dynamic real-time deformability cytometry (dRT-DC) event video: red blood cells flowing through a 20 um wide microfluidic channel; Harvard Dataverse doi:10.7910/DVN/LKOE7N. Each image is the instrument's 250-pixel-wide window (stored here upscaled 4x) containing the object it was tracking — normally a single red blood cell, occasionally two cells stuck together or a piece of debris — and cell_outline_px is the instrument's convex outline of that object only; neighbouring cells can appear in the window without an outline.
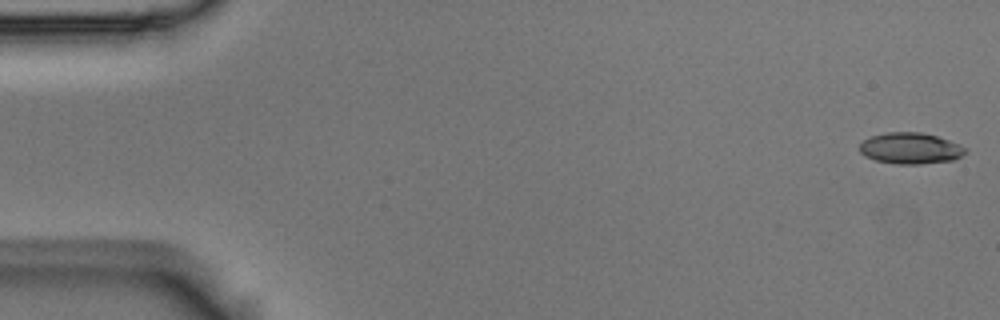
{"species": "Egyptian fruit bat (a non-hibernating species)", "species_latin": "Rousettus aegyptiacus", "temperature_condition": "room temperature", "stored_images_in_passage": 6, "camera_frame_rate_fps": 3000, "um_per_image_px": 0.085, "animal": {"sex": "male"}, "frame": {"image": 1, "passage_image": 1, "time_ms": 0.0, "image_size_px": [1000, 320], "cell_outline_px": [[968, 152], [952, 160], [920, 164], [896, 164], [876, 160], [864, 156], [860, 152], [860, 144], [864, 140], [872, 136], [888, 132], [920, 132], [936, 136], [960, 144], [968, 148]], "centroid_in_image_um": [77.41, 12.61], "position_along_channel_um": 7.6, "area_um2": 19.19}}
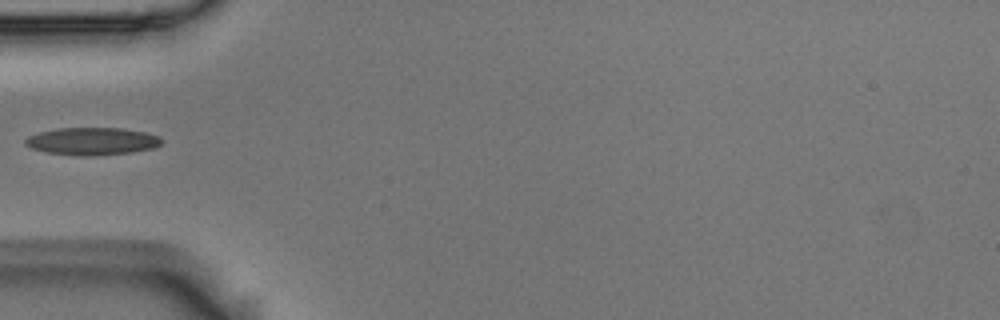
{"frame": {"image": 2, "passage_image": 5, "time_ms": 1.333, "image_size_px": [1000, 320], "cell_outline_px": [[164, 140], [160, 144], [152, 148], [132, 152], [96, 156], [80, 156], [48, 152], [32, 148], [24, 144], [24, 140], [28, 136], [40, 132], [60, 128], [120, 128], [144, 132], [160, 136]], "centroid_in_image_um": [7.85, 12.01], "position_along_channel_um": 77.2, "area_um2": 21.79}}
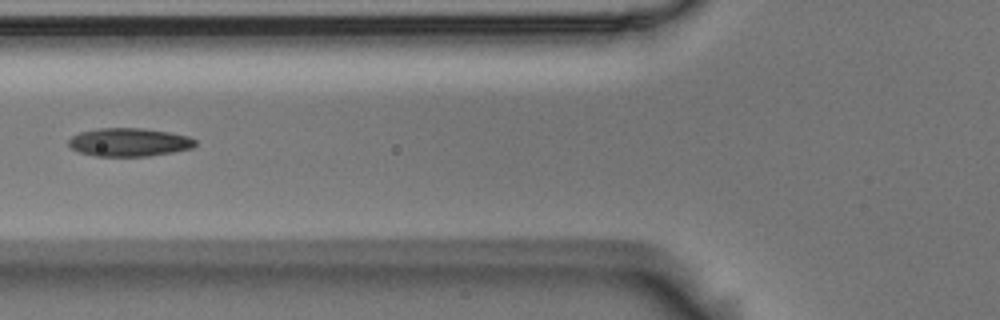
{"frame": {"image": 3, "passage_image": 6, "time_ms": 1.667, "image_size_px": [1000, 320], "cell_outline_px": [[196, 144], [192, 148], [172, 152], [148, 156], [96, 156], [76, 152], [68, 144], [68, 140], [72, 136], [80, 132], [96, 128], [140, 128], [168, 132], [188, 136], [196, 140]], "centroid_in_image_um": [10.94, 12.09], "position_along_channel_um": 114.9, "area_um2": 20.92}}